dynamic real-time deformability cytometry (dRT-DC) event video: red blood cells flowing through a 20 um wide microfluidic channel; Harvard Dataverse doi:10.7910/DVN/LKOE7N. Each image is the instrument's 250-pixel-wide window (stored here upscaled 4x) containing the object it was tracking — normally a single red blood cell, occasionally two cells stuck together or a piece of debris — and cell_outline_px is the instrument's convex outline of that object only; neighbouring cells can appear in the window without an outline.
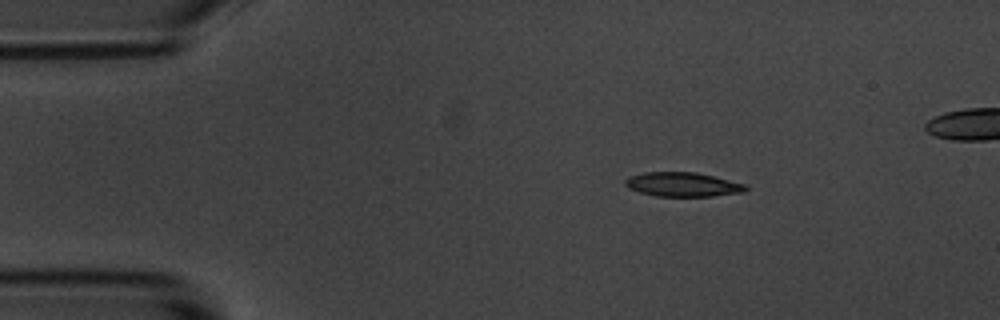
{"species": "common noctule bat (a hibernating species)", "species_latin": "Nyctalus noctula", "temperature_condition": "room temperature", "stored_images_in_passage": 44, "camera_frame_rate_fps": 3000, "um_per_image_px": 0.085, "animal": {"sex": "male", "body_mass_g": 20.1, "forearm_length_mm": 53.5}, "frame": {"image": 1, "passage_image": 1, "time_ms": 0.0, "image_size_px": [1000, 320], "cell_outline_px": [[748, 188], [744, 192], [712, 196], [656, 196], [640, 192], [628, 188], [624, 184], [624, 180], [628, 176], [644, 172], [696, 172], [748, 184]], "centroid_in_image_um": [58.03, 15.67], "position_along_channel_um": 27.0, "area_um2": 17.17}}
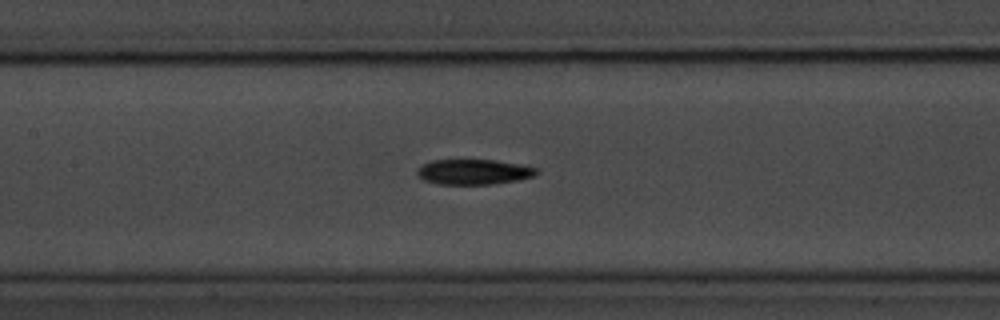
{"frame": {"image": 2, "passage_image": 17, "time_ms": 5.333, "image_size_px": [1000, 320], "cell_outline_px": [[536, 172], [532, 176], [516, 180], [492, 184], [436, 184], [424, 180], [416, 176], [416, 168], [432, 160], [496, 160], [536, 168]], "centroid_in_image_um": [40.15, 14.61], "position_along_channel_um": 167.2, "area_um2": 17.34}}
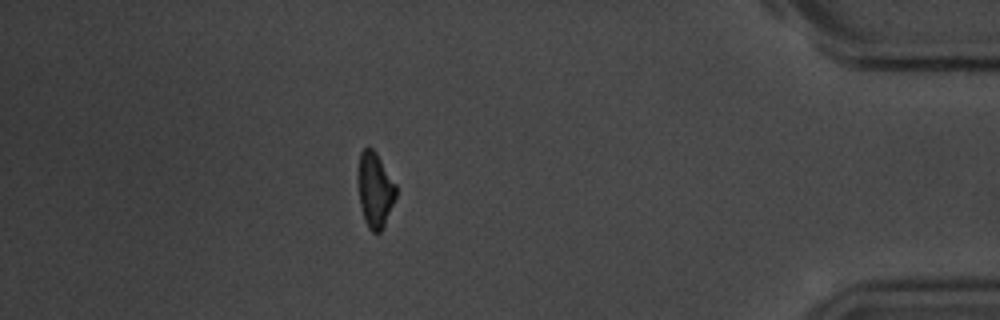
{"frame": {"image": 3, "passage_image": 40, "time_ms": 13.0, "image_size_px": [1000, 320], "cell_outline_px": [[396, 196], [384, 228], [380, 232], [372, 232], [368, 228], [364, 220], [360, 204], [356, 180], [356, 172], [360, 152], [368, 144], [376, 152], [396, 184]], "centroid_in_image_um": [31.84, 16.11], "position_along_channel_um": 403.4, "area_um2": 17.17}, "authors_computed_cell_mechanics": {"area_um2": 17.629, "velocity_mm_per_s": 3.6813, "shape_relaxation_time_tau1_ms": 2.8234, "shape_relaxation_time_tau2_ms": null, "deformation_change_tau1": 0.118, "deformation_change_tau2": null}}